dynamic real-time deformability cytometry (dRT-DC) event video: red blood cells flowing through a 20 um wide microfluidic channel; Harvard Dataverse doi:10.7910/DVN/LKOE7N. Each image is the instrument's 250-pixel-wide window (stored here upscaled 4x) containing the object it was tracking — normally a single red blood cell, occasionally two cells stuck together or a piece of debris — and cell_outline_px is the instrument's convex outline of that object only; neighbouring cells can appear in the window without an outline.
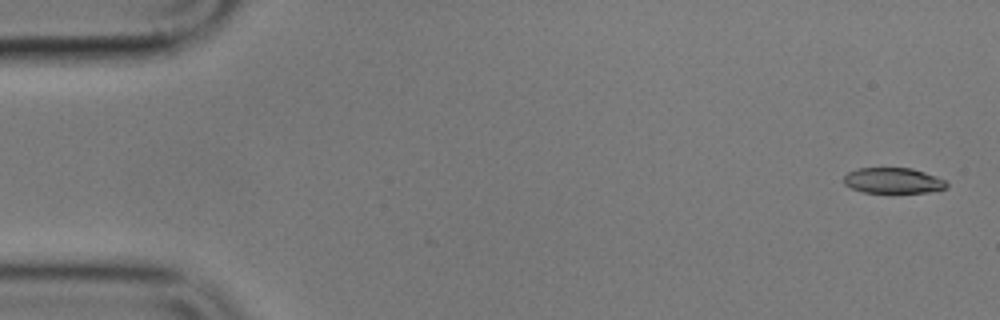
{"species": "common noctule bat (a hibernating species)", "species_latin": "Nyctalus noctula", "temperature_condition": "cold", "stored_images_in_passage": 6, "camera_frame_rate_fps": 3000, "um_per_image_px": 0.085, "animal": {"sex": "male", "body_mass_g": 17.9}, "frame": {"image": 1, "passage_image": 1, "time_ms": 0.0, "image_size_px": [1000, 320], "cell_outline_px": [[948, 184], [944, 188], [928, 192], [864, 192], [852, 188], [844, 184], [844, 176], [848, 172], [856, 168], [912, 168], [936, 176], [944, 180]], "centroid_in_image_um": [75.89, 15.34], "position_along_channel_um": 9.1, "area_um2": 15.14}}
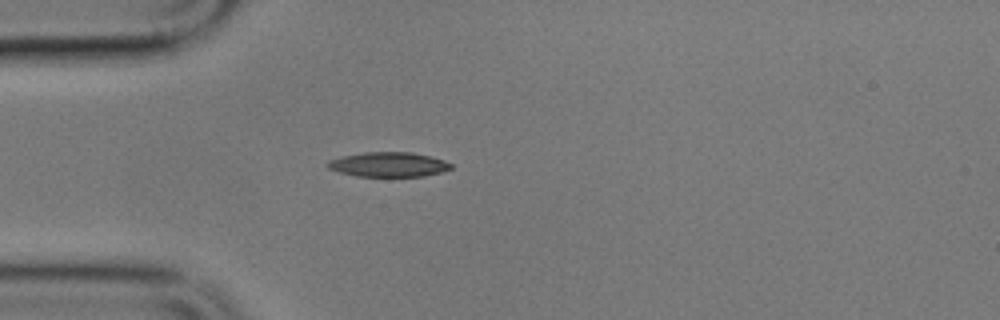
{"frame": {"image": 2, "passage_image": 5, "time_ms": 4.667, "image_size_px": [1000, 320], "cell_outline_px": [[452, 168], [440, 172], [424, 176], [356, 176], [340, 172], [328, 168], [324, 164], [328, 160], [340, 156], [364, 152], [412, 152], [444, 160], [452, 164]], "centroid_in_image_um": [32.97, 13.97], "position_along_channel_um": 52.0, "area_um2": 17.74}}